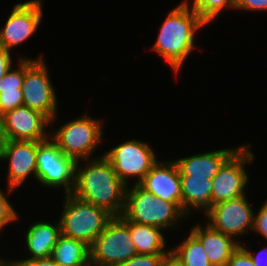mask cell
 <instances>
[{"mask_svg":"<svg viewBox=\"0 0 267 266\" xmlns=\"http://www.w3.org/2000/svg\"><path fill=\"white\" fill-rule=\"evenodd\" d=\"M226 266H254L248 252L239 245L228 260Z\"/></svg>","mask_w":267,"mask_h":266,"instance_id":"f1b7e54d","label":"cell"},{"mask_svg":"<svg viewBox=\"0 0 267 266\" xmlns=\"http://www.w3.org/2000/svg\"><path fill=\"white\" fill-rule=\"evenodd\" d=\"M21 264L19 263L18 260H4L3 258H0V266H20Z\"/></svg>","mask_w":267,"mask_h":266,"instance_id":"d590c367","label":"cell"},{"mask_svg":"<svg viewBox=\"0 0 267 266\" xmlns=\"http://www.w3.org/2000/svg\"><path fill=\"white\" fill-rule=\"evenodd\" d=\"M225 148L175 159L180 176L213 179L223 163L238 149Z\"/></svg>","mask_w":267,"mask_h":266,"instance_id":"e0dca14e","label":"cell"},{"mask_svg":"<svg viewBox=\"0 0 267 266\" xmlns=\"http://www.w3.org/2000/svg\"><path fill=\"white\" fill-rule=\"evenodd\" d=\"M161 266H184L183 262L178 256L171 250L164 255Z\"/></svg>","mask_w":267,"mask_h":266,"instance_id":"836d02e7","label":"cell"},{"mask_svg":"<svg viewBox=\"0 0 267 266\" xmlns=\"http://www.w3.org/2000/svg\"><path fill=\"white\" fill-rule=\"evenodd\" d=\"M163 231L158 227L130 221L131 240L138 254L165 255L170 252L171 248L165 249L166 238Z\"/></svg>","mask_w":267,"mask_h":266,"instance_id":"ffe728a7","label":"cell"},{"mask_svg":"<svg viewBox=\"0 0 267 266\" xmlns=\"http://www.w3.org/2000/svg\"><path fill=\"white\" fill-rule=\"evenodd\" d=\"M42 2L28 0L13 6L4 27L0 28V46L12 52L15 47L33 37L44 15Z\"/></svg>","mask_w":267,"mask_h":266,"instance_id":"7c38bea8","label":"cell"},{"mask_svg":"<svg viewBox=\"0 0 267 266\" xmlns=\"http://www.w3.org/2000/svg\"><path fill=\"white\" fill-rule=\"evenodd\" d=\"M164 255L136 254L118 266H161Z\"/></svg>","mask_w":267,"mask_h":266,"instance_id":"4316f807","label":"cell"},{"mask_svg":"<svg viewBox=\"0 0 267 266\" xmlns=\"http://www.w3.org/2000/svg\"><path fill=\"white\" fill-rule=\"evenodd\" d=\"M7 194L0 189V232L5 226L11 225L19 219V214L15 208L11 205Z\"/></svg>","mask_w":267,"mask_h":266,"instance_id":"d4e9b609","label":"cell"},{"mask_svg":"<svg viewBox=\"0 0 267 266\" xmlns=\"http://www.w3.org/2000/svg\"><path fill=\"white\" fill-rule=\"evenodd\" d=\"M206 217V223L213 229L231 236L239 243L241 241L237 240V237L245 236L253 230L254 210L246 195H238L212 205Z\"/></svg>","mask_w":267,"mask_h":266,"instance_id":"8fae6325","label":"cell"},{"mask_svg":"<svg viewBox=\"0 0 267 266\" xmlns=\"http://www.w3.org/2000/svg\"><path fill=\"white\" fill-rule=\"evenodd\" d=\"M18 261L22 266H61L52 257Z\"/></svg>","mask_w":267,"mask_h":266,"instance_id":"d6a6232c","label":"cell"},{"mask_svg":"<svg viewBox=\"0 0 267 266\" xmlns=\"http://www.w3.org/2000/svg\"><path fill=\"white\" fill-rule=\"evenodd\" d=\"M24 57H20L18 65L15 67V70L11 66L5 75L0 79V92H10L17 91L23 86L24 80Z\"/></svg>","mask_w":267,"mask_h":266,"instance_id":"cb8c5ba5","label":"cell"},{"mask_svg":"<svg viewBox=\"0 0 267 266\" xmlns=\"http://www.w3.org/2000/svg\"><path fill=\"white\" fill-rule=\"evenodd\" d=\"M139 185L156 197L173 202L182 211L180 171L174 160H159Z\"/></svg>","mask_w":267,"mask_h":266,"instance_id":"9a60e30c","label":"cell"},{"mask_svg":"<svg viewBox=\"0 0 267 266\" xmlns=\"http://www.w3.org/2000/svg\"><path fill=\"white\" fill-rule=\"evenodd\" d=\"M51 257L61 266H91L89 246L62 234L53 248Z\"/></svg>","mask_w":267,"mask_h":266,"instance_id":"44dd1931","label":"cell"},{"mask_svg":"<svg viewBox=\"0 0 267 266\" xmlns=\"http://www.w3.org/2000/svg\"><path fill=\"white\" fill-rule=\"evenodd\" d=\"M180 179L184 217L187 219L194 209L203 211L206 216L212 208V179L193 176H180Z\"/></svg>","mask_w":267,"mask_h":266,"instance_id":"d6986e66","label":"cell"},{"mask_svg":"<svg viewBox=\"0 0 267 266\" xmlns=\"http://www.w3.org/2000/svg\"><path fill=\"white\" fill-rule=\"evenodd\" d=\"M240 245L248 252L254 266H267V246H265L263 249L260 250V252L256 254L255 252L253 253L252 250L250 251L248 247L246 248L244 244Z\"/></svg>","mask_w":267,"mask_h":266,"instance_id":"1f68e13d","label":"cell"},{"mask_svg":"<svg viewBox=\"0 0 267 266\" xmlns=\"http://www.w3.org/2000/svg\"><path fill=\"white\" fill-rule=\"evenodd\" d=\"M155 153L148 142L133 139L107 150L103 156L113 165L120 180L128 186L129 179L134 177L133 184H139L159 161Z\"/></svg>","mask_w":267,"mask_h":266,"instance_id":"9c48e42d","label":"cell"},{"mask_svg":"<svg viewBox=\"0 0 267 266\" xmlns=\"http://www.w3.org/2000/svg\"><path fill=\"white\" fill-rule=\"evenodd\" d=\"M86 114L65 122L56 130L55 126L50 124L51 132H53H50V138L66 156L73 158L76 162L92 159L93 153L104 139V121Z\"/></svg>","mask_w":267,"mask_h":266,"instance_id":"5b68a950","label":"cell"},{"mask_svg":"<svg viewBox=\"0 0 267 266\" xmlns=\"http://www.w3.org/2000/svg\"><path fill=\"white\" fill-rule=\"evenodd\" d=\"M234 10L267 11V0H234Z\"/></svg>","mask_w":267,"mask_h":266,"instance_id":"f546056e","label":"cell"},{"mask_svg":"<svg viewBox=\"0 0 267 266\" xmlns=\"http://www.w3.org/2000/svg\"><path fill=\"white\" fill-rule=\"evenodd\" d=\"M11 52L0 46V79L5 75L8 69L13 66Z\"/></svg>","mask_w":267,"mask_h":266,"instance_id":"4dcf8cb0","label":"cell"},{"mask_svg":"<svg viewBox=\"0 0 267 266\" xmlns=\"http://www.w3.org/2000/svg\"><path fill=\"white\" fill-rule=\"evenodd\" d=\"M37 147L38 141L8 140L0 154V161L8 163V194L21 187L31 175L36 178Z\"/></svg>","mask_w":267,"mask_h":266,"instance_id":"4fadbf2b","label":"cell"},{"mask_svg":"<svg viewBox=\"0 0 267 266\" xmlns=\"http://www.w3.org/2000/svg\"><path fill=\"white\" fill-rule=\"evenodd\" d=\"M3 119L8 140L44 141L50 137L51 130H46L50 120L26 106L6 112Z\"/></svg>","mask_w":267,"mask_h":266,"instance_id":"5bb4252c","label":"cell"},{"mask_svg":"<svg viewBox=\"0 0 267 266\" xmlns=\"http://www.w3.org/2000/svg\"><path fill=\"white\" fill-rule=\"evenodd\" d=\"M253 232L261 235L267 242V199L259 208L258 212L254 213Z\"/></svg>","mask_w":267,"mask_h":266,"instance_id":"83f0119b","label":"cell"},{"mask_svg":"<svg viewBox=\"0 0 267 266\" xmlns=\"http://www.w3.org/2000/svg\"><path fill=\"white\" fill-rule=\"evenodd\" d=\"M122 215L128 221L163 230L178 226L179 220L184 219L183 212L173 202L156 197L139 184L127 186L125 208Z\"/></svg>","mask_w":267,"mask_h":266,"instance_id":"277c9868","label":"cell"},{"mask_svg":"<svg viewBox=\"0 0 267 266\" xmlns=\"http://www.w3.org/2000/svg\"><path fill=\"white\" fill-rule=\"evenodd\" d=\"M255 159L251 144L240 145L239 148L223 163L212 179L211 204L230 200L238 195H246L249 174L244 167Z\"/></svg>","mask_w":267,"mask_h":266,"instance_id":"30bf717a","label":"cell"},{"mask_svg":"<svg viewBox=\"0 0 267 266\" xmlns=\"http://www.w3.org/2000/svg\"><path fill=\"white\" fill-rule=\"evenodd\" d=\"M82 161L85 164L76 162L72 194L106 210L113 217L121 216L125 208L127 186L120 180L113 165L103 154Z\"/></svg>","mask_w":267,"mask_h":266,"instance_id":"6da1fadb","label":"cell"},{"mask_svg":"<svg viewBox=\"0 0 267 266\" xmlns=\"http://www.w3.org/2000/svg\"><path fill=\"white\" fill-rule=\"evenodd\" d=\"M8 142L3 115H0V154Z\"/></svg>","mask_w":267,"mask_h":266,"instance_id":"e575fe53","label":"cell"},{"mask_svg":"<svg viewBox=\"0 0 267 266\" xmlns=\"http://www.w3.org/2000/svg\"><path fill=\"white\" fill-rule=\"evenodd\" d=\"M196 225V226H195ZM190 232L201 242L213 266H226L233 252L241 244L231 236L213 229L209 224H195Z\"/></svg>","mask_w":267,"mask_h":266,"instance_id":"2e32d148","label":"cell"},{"mask_svg":"<svg viewBox=\"0 0 267 266\" xmlns=\"http://www.w3.org/2000/svg\"><path fill=\"white\" fill-rule=\"evenodd\" d=\"M36 179L49 188L63 187L64 193H72L75 184L76 161L66 156L49 137L38 141Z\"/></svg>","mask_w":267,"mask_h":266,"instance_id":"ba28073f","label":"cell"},{"mask_svg":"<svg viewBox=\"0 0 267 266\" xmlns=\"http://www.w3.org/2000/svg\"><path fill=\"white\" fill-rule=\"evenodd\" d=\"M193 11H195L200 18L207 24L224 13V9H234V0H183Z\"/></svg>","mask_w":267,"mask_h":266,"instance_id":"603a6c76","label":"cell"},{"mask_svg":"<svg viewBox=\"0 0 267 266\" xmlns=\"http://www.w3.org/2000/svg\"><path fill=\"white\" fill-rule=\"evenodd\" d=\"M23 106V92L21 89L10 92H0V115Z\"/></svg>","mask_w":267,"mask_h":266,"instance_id":"484cf974","label":"cell"},{"mask_svg":"<svg viewBox=\"0 0 267 266\" xmlns=\"http://www.w3.org/2000/svg\"><path fill=\"white\" fill-rule=\"evenodd\" d=\"M205 26L207 24L200 16L182 1L171 9L162 22L152 49L177 74L189 54L195 49L197 31Z\"/></svg>","mask_w":267,"mask_h":266,"instance_id":"7a4b0ae2","label":"cell"},{"mask_svg":"<svg viewBox=\"0 0 267 266\" xmlns=\"http://www.w3.org/2000/svg\"><path fill=\"white\" fill-rule=\"evenodd\" d=\"M64 199L59 217L61 234L82 241L90 247L113 216L72 193L65 194Z\"/></svg>","mask_w":267,"mask_h":266,"instance_id":"3957f363","label":"cell"},{"mask_svg":"<svg viewBox=\"0 0 267 266\" xmlns=\"http://www.w3.org/2000/svg\"><path fill=\"white\" fill-rule=\"evenodd\" d=\"M46 61L39 58H24L23 106L45 115L52 124L57 119L58 100L50 80Z\"/></svg>","mask_w":267,"mask_h":266,"instance_id":"52a82bcc","label":"cell"},{"mask_svg":"<svg viewBox=\"0 0 267 266\" xmlns=\"http://www.w3.org/2000/svg\"><path fill=\"white\" fill-rule=\"evenodd\" d=\"M56 223L37 221L28 226L25 232V245L30 255L29 258L22 260L51 257L53 248L61 235L60 221Z\"/></svg>","mask_w":267,"mask_h":266,"instance_id":"ac0fdd59","label":"cell"},{"mask_svg":"<svg viewBox=\"0 0 267 266\" xmlns=\"http://www.w3.org/2000/svg\"><path fill=\"white\" fill-rule=\"evenodd\" d=\"M171 250L183 262L184 266H213L201 242L191 232Z\"/></svg>","mask_w":267,"mask_h":266,"instance_id":"7402d4cb","label":"cell"},{"mask_svg":"<svg viewBox=\"0 0 267 266\" xmlns=\"http://www.w3.org/2000/svg\"><path fill=\"white\" fill-rule=\"evenodd\" d=\"M91 266H118L137 254L131 240L130 221L113 217L89 247Z\"/></svg>","mask_w":267,"mask_h":266,"instance_id":"8992f818","label":"cell"}]
</instances>
